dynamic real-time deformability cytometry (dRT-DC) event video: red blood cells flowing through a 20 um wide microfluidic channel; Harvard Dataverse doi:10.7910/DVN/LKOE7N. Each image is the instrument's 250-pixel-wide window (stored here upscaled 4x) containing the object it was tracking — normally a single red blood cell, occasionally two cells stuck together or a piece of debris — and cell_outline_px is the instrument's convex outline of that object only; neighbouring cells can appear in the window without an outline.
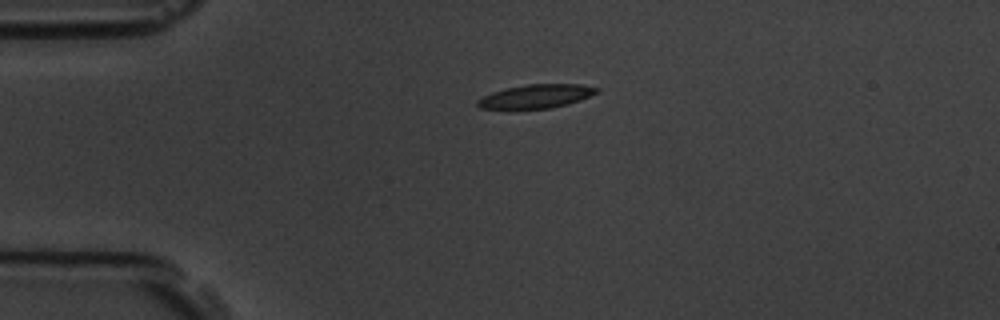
{"species": "common noctule bat (a hibernating species)", "species_latin": "Nyctalus noctula", "temperature_condition": "room temperature", "stored_images_in_passage": 7, "camera_frame_rate_fps": 3000, "um_per_image_px": 0.085, "animal": {"sex": "male", "body_mass_g": 19.5, "forearm_length_mm": 54.6}, "frame": {"image": 1, "passage_image": 1, "time_ms": 0.0, "image_size_px": [1000, 320], "cell_outline_px": [[600, 92], [580, 100], [568, 104], [548, 108], [508, 112], [480, 108], [476, 104], [476, 100], [492, 92], [504, 88], [528, 84], [580, 84], [600, 88]], "centroid_in_image_um": [45.49, 8.23], "position_along_channel_um": 39.5, "area_um2": 17.34}}
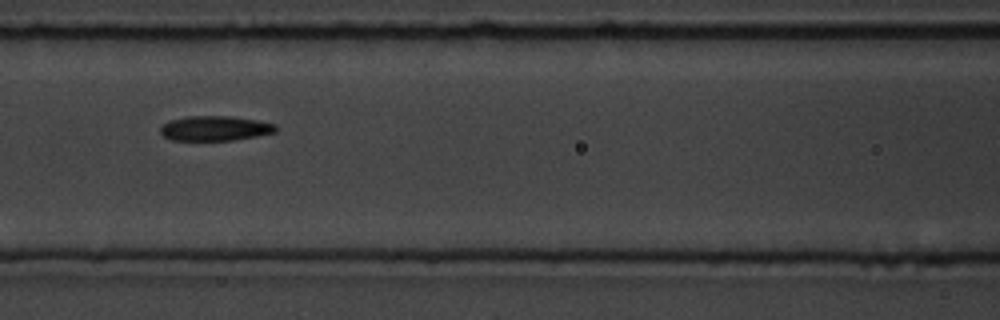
{"frame": {"image": 2, "passage_image": 4, "time_ms": 3.667, "image_size_px": [1000, 320], "cell_outline_px": [[276, 132], [256, 136], [232, 140], [172, 140], [164, 136], [160, 132], [160, 128], [168, 120], [188, 116], [232, 116], [256, 120], [276, 124]], "centroid_in_image_um": [18.26, 10.9], "position_along_channel_um": 148.3, "area_um2": 16.65}}
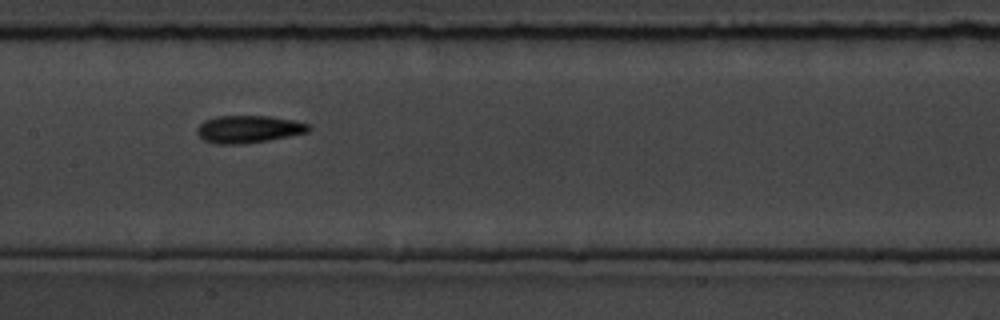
{"frame": {"image": 3, "passage_image": 5, "time_ms": 4.667, "image_size_px": [1000, 320], "cell_outline_px": [[312, 128], [308, 132], [268, 140], [240, 144], [216, 144], [204, 140], [196, 132], [196, 128], [204, 120], [216, 116], [272, 116], [292, 120], [308, 124]], "centroid_in_image_um": [21.1, 10.97], "position_along_channel_um": 186.3, "area_um2": 17.8}}